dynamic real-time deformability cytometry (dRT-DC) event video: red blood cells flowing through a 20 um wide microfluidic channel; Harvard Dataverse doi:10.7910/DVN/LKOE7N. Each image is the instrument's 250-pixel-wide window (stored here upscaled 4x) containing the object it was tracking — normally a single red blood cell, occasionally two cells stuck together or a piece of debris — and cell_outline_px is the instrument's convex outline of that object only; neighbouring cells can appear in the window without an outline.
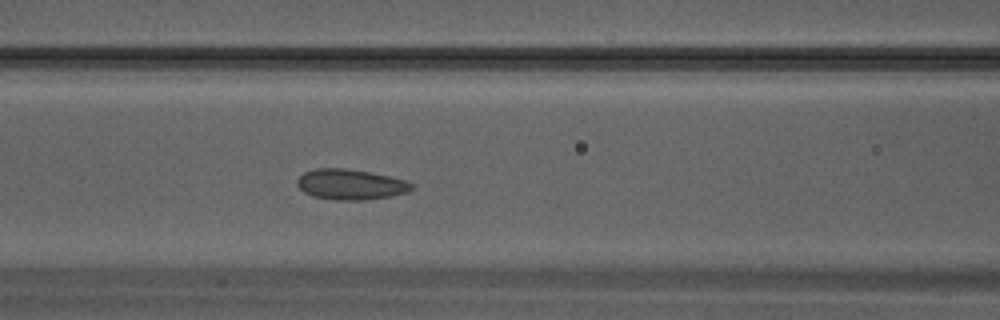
{"species": "Egyptian fruit bat (a non-hibernating species)", "species_latin": "Rousettus aegyptiacus", "temperature_condition": "warm", "stored_images_in_passage": 27, "camera_frame_rate_fps": 3000, "um_per_image_px": 0.085, "animal": {"sex": "male"}, "frame": {"image": 1, "passage_image": 8, "time_ms": 2.333, "image_size_px": [1000, 320], "cell_outline_px": [[412, 188], [408, 192], [388, 196], [360, 200], [336, 200], [312, 196], [304, 192], [296, 184], [296, 180], [304, 172], [316, 168], [348, 168], [388, 176], [404, 180], [412, 184]], "centroid_in_image_um": [29.74, 15.67], "position_along_channel_um": 136.9, "area_um2": 20.11}}
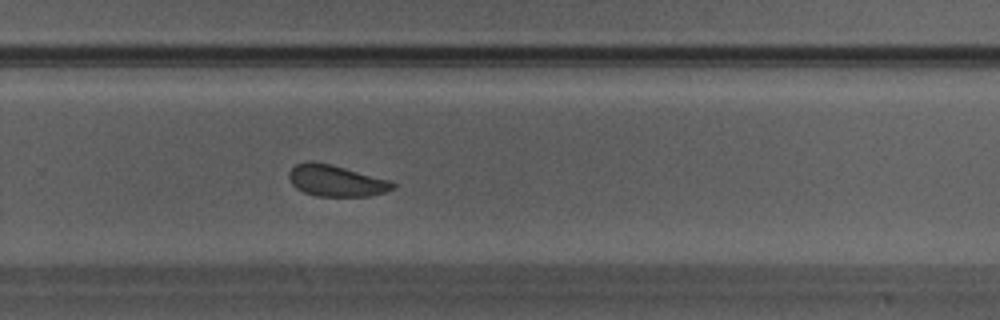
{"frame": {"image": 2, "passage_image": 16, "time_ms": 5.0, "image_size_px": [1000, 320], "cell_outline_px": [[396, 188], [384, 192], [368, 196], [316, 196], [304, 192], [296, 188], [288, 180], [288, 172], [296, 164], [332, 164], [392, 180], [396, 184]], "centroid_in_image_um": [28.63, 15.39], "position_along_channel_um": 301.2, "area_um2": 18.79}}